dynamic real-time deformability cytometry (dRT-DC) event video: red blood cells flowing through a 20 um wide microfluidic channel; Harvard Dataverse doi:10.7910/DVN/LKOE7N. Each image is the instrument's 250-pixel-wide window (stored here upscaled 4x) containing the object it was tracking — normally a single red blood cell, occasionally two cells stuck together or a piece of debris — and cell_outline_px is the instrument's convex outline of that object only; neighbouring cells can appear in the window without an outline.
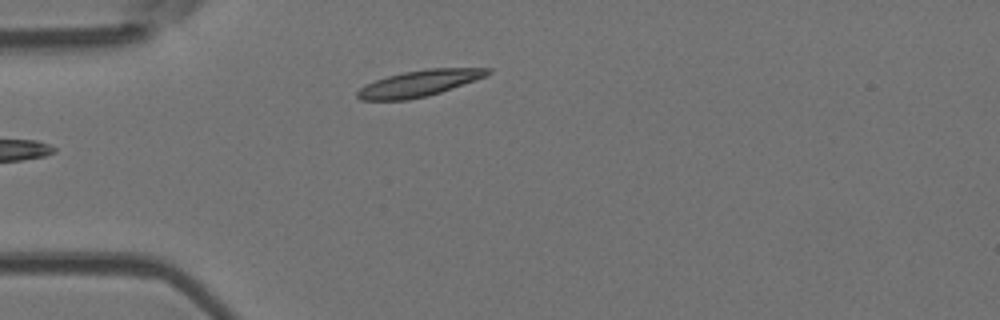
{"species": "Egyptian fruit bat (a non-hibernating species)", "species_latin": "Rousettus aegyptiacus", "temperature_condition": "room temperature", "stored_images_in_passage": 26, "camera_frame_rate_fps": 3000, "um_per_image_px": 0.085, "animal": {"sex": "female"}, "frame": {"image": 1, "passage_image": 1, "time_ms": 0.0, "image_size_px": [1000, 320], "cell_outline_px": [[492, 72], [476, 80], [440, 92], [408, 100], [360, 100], [356, 96], [356, 92], [364, 84], [388, 76], [404, 72], [428, 68], [492, 68]], "centroid_in_image_um": [35.61, 7.08], "position_along_channel_um": 49.4, "area_um2": 19.77}}
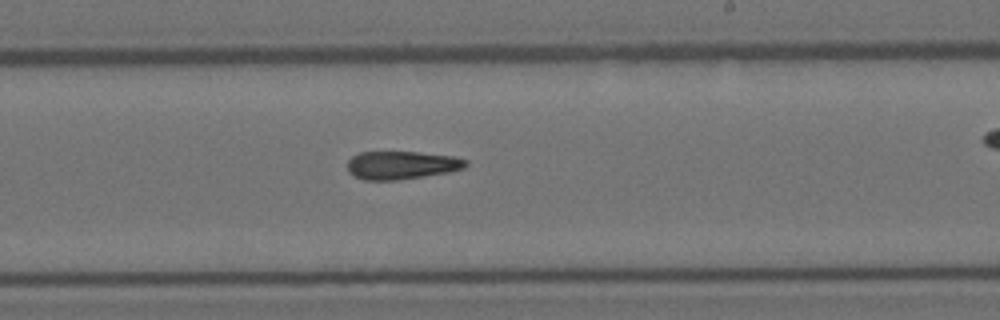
{"frame": {"image": 2, "passage_image": 14, "time_ms": 4.333, "image_size_px": [1000, 320], "cell_outline_px": [[468, 164], [464, 168], [448, 172], [396, 180], [364, 180], [348, 172], [348, 160], [352, 156], [360, 152], [416, 152], [452, 156], [468, 160]], "centroid_in_image_um": [34.13, 14.03], "position_along_channel_um": 254.9, "area_um2": 19.25}}
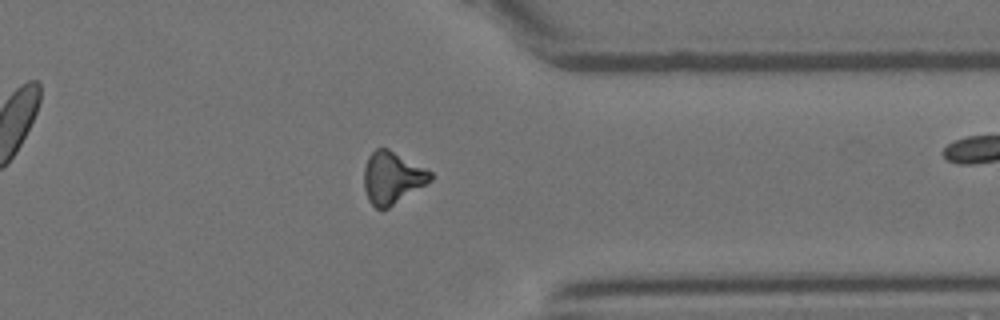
{"frame": {"image": 3, "passage_image": 24, "time_ms": 7.667, "image_size_px": [1000, 320], "cell_outline_px": [[432, 180], [388, 208], [376, 208], [368, 200], [364, 188], [364, 168], [368, 156], [376, 148], [388, 148], [432, 172]], "centroid_in_image_um": [33.31, 15.1], "position_along_channel_um": 378.1, "area_um2": 19.94}}